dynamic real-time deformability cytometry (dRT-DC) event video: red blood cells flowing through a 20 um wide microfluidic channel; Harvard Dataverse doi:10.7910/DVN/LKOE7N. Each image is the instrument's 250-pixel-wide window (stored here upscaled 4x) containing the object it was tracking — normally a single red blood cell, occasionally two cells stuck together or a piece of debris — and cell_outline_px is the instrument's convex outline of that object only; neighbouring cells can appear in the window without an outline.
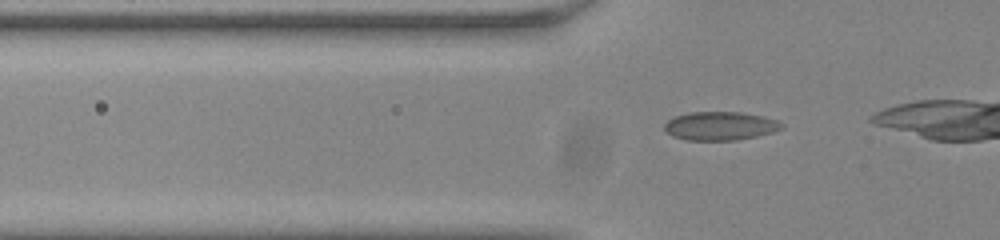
{"species": "common noctule bat (a hibernating species)", "species_latin": "Nyctalus noctula", "temperature_condition": "room temperature", "stored_images_in_passage": 13, "camera_frame_rate_fps": 3000, "um_per_image_px": 0.085, "animal": {"sex": "male", "body_mass_g": 20.0, "forearm_length_mm": 53.3}, "frame": {"image": 1, "passage_image": 6, "time_ms": 1.667, "image_size_px": [1000, 240], "cell_outline_px": [[784, 128], [772, 132], [756, 136], [736, 140], [688, 140], [672, 136], [664, 128], [664, 124], [672, 116], [692, 112], [740, 112], [764, 116], [776, 120], [784, 124]], "centroid_in_image_um": [61.22, 10.7], "position_along_channel_um": 64.6, "area_um2": 19.54}}
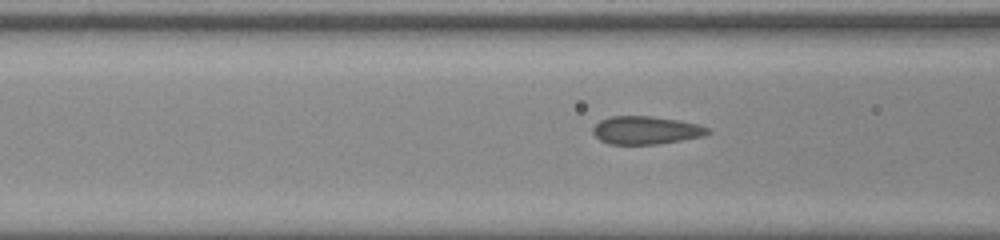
{"frame": {"image": 2, "passage_image": 10, "time_ms": 3.0, "image_size_px": [1000, 240], "cell_outline_px": [[712, 132], [704, 136], [656, 144], [608, 144], [600, 140], [592, 132], [592, 128], [600, 120], [612, 116], [652, 116], [676, 120], [696, 124], [708, 128]], "centroid_in_image_um": [54.88, 11.07], "position_along_channel_um": 111.7, "area_um2": 18.61}}